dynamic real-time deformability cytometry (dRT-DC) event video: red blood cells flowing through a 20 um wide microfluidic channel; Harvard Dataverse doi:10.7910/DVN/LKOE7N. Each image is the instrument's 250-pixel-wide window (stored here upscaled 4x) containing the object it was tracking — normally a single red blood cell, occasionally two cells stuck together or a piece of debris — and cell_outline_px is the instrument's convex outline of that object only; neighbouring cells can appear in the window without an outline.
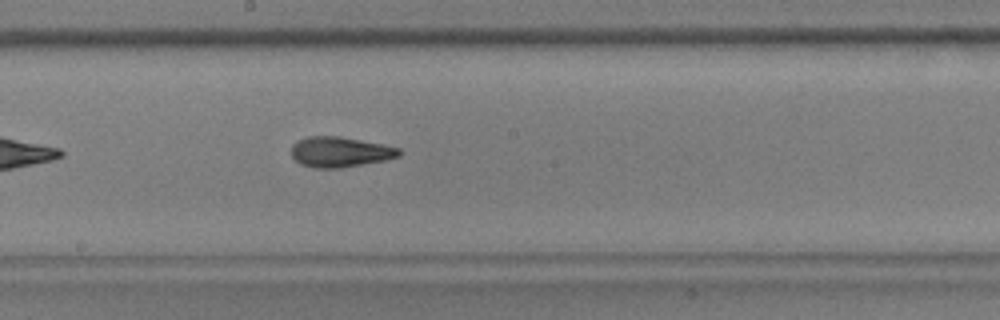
{"species": "common noctule bat (a hibernating species)", "species_latin": "Nyctalus noctula", "temperature_condition": "warm", "stored_images_in_passage": 34, "camera_frame_rate_fps": 3000, "um_per_image_px": 0.085, "animal": {"sex": "male", "body_mass_g": 17.9, "forearm_length_mm": 54.2}, "frame": {"image": 1, "passage_image": 15, "time_ms": 4.667, "image_size_px": [1000, 320], "cell_outline_px": [[400, 156], [384, 160], [340, 168], [312, 168], [300, 164], [292, 156], [292, 144], [296, 140], [308, 136], [340, 136], [384, 144], [400, 148]], "centroid_in_image_um": [28.88, 12.91], "position_along_channel_um": 219.3, "area_um2": 19.13}}